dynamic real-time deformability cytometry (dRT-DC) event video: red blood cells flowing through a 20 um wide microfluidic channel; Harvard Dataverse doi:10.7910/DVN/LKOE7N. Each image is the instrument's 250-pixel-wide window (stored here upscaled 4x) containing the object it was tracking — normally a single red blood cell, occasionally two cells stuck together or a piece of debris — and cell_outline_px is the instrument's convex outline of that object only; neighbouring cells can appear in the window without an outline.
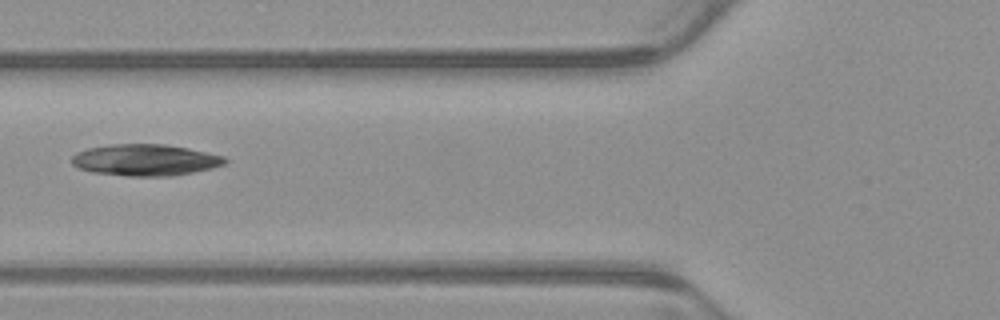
{"species": "common noctule bat (a hibernating species)", "species_latin": "Nyctalus noctula", "temperature_condition": "warm", "stored_images_in_passage": 7, "camera_frame_rate_fps": 3000, "um_per_image_px": 0.085, "animal": {"sex": "male", "body_mass_g": 23.1, "forearm_length_mm": 52.7}, "frame": {"image": 1, "passage_image": 6, "time_ms": 1.667, "image_size_px": [1000, 320], "cell_outline_px": [[228, 160], [224, 164], [212, 168], [172, 176], [128, 176], [92, 172], [80, 168], [72, 164], [72, 156], [76, 152], [88, 148], [112, 144], [164, 144], [188, 148], [208, 152], [224, 156]], "centroid_in_image_um": [12.36, 13.59], "position_along_channel_um": 113.4, "area_um2": 28.09}}
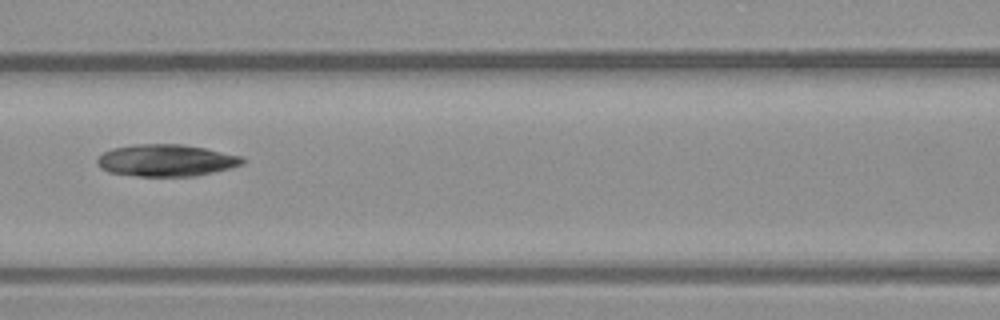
{"frame": {"image": 2, "passage_image": 7, "time_ms": 2.0, "image_size_px": [1000, 320], "cell_outline_px": [[244, 164], [196, 176], [136, 176], [108, 172], [100, 168], [96, 164], [96, 160], [104, 152], [112, 148], [136, 144], [184, 144], [244, 156]], "centroid_in_image_um": [14.11, 13.63], "position_along_channel_um": 152.5, "area_um2": 27.11}}